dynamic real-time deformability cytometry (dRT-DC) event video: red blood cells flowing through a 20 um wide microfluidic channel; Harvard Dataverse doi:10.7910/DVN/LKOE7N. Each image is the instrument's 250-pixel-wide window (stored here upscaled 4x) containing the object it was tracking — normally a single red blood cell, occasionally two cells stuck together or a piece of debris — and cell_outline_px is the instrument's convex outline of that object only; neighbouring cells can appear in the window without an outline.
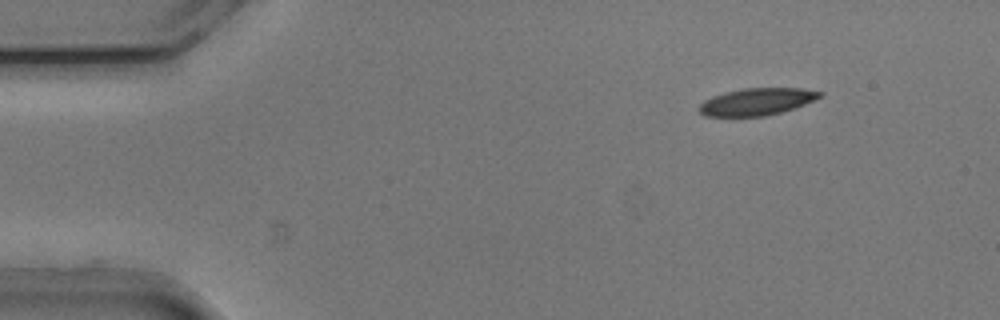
{"species": "common noctule bat (a hibernating species)", "species_latin": "Nyctalus noctula", "temperature_condition": "cold", "stored_images_in_passage": 48, "camera_frame_rate_fps": 3000, "um_per_image_px": 0.085, "animal": {"sex": "male", "body_mass_g": 20.5, "forearm_length_mm": 52.5}, "frame": {"image": 1, "passage_image": 1, "time_ms": 0.0, "image_size_px": [1000, 320], "cell_outline_px": [[824, 96], [796, 108], [764, 116], [704, 116], [696, 108], [704, 100], [712, 96], [724, 92], [744, 88], [804, 88], [824, 92]], "centroid_in_image_um": [64.35, 8.63], "position_along_channel_um": 20.6, "area_um2": 19.31}}
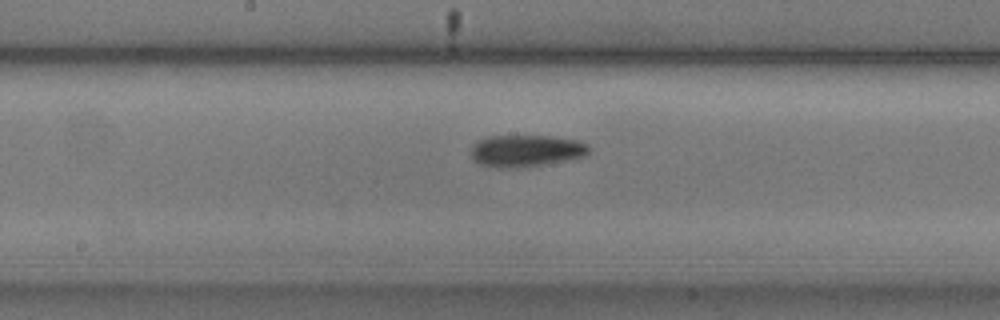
{"frame": {"image": 2, "passage_image": 22, "time_ms": 7.0, "image_size_px": [1000, 320], "cell_outline_px": [[588, 152], [584, 156], [544, 164], [480, 164], [472, 156], [472, 148], [476, 140], [488, 136], [552, 136], [576, 140], [588, 144]], "centroid_in_image_um": [44.76, 12.73], "position_along_channel_um": 203.4, "area_um2": 20.52}}
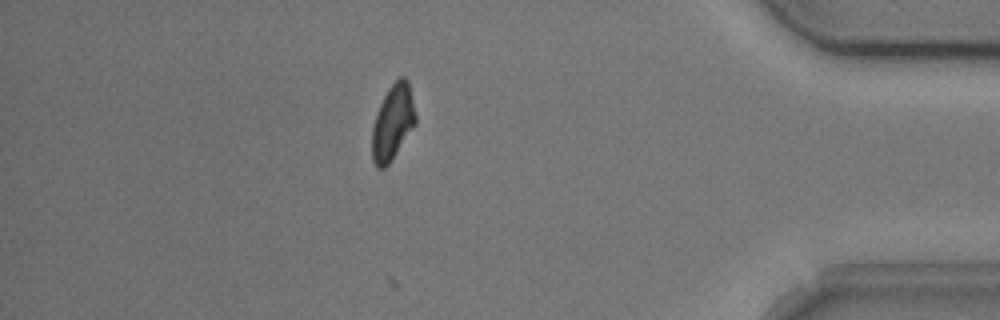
{"frame": {"image": 3, "passage_image": 41, "time_ms": 13.333, "image_size_px": [1000, 320], "cell_outline_px": [[416, 124], [388, 164], [384, 168], [376, 168], [372, 160], [372, 128], [380, 104], [388, 88], [400, 76], [404, 76], [408, 80], [416, 116]], "centroid_in_image_um": [33.38, 10.4], "position_along_channel_um": 401.8, "area_um2": 18.9}, "authors_computed_cell_mechanics": {"area_um2": 20.2589, "velocity_mm_per_s": 3.7797, "shape_relaxation_time_tau1_ms": 2.6953, "shape_relaxation_time_tau2_ms": 2.7093, "deformation_change_tau1": 0.1176, "deformation_change_tau2": 0.0836}}